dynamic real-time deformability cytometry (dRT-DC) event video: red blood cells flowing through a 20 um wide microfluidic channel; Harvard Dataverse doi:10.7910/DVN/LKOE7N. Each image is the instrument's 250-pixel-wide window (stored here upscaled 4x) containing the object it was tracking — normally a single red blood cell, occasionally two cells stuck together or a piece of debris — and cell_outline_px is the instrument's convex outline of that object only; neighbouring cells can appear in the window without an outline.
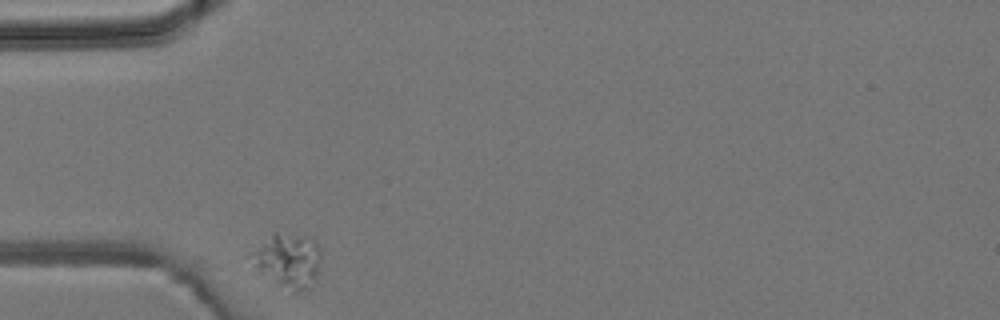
{"species": "common noctule bat (a hibernating species)", "species_latin": "Nyctalus noctula", "temperature_condition": "room temperature", "stored_images_in_passage": 2, "camera_frame_rate_fps": 3000, "um_per_image_px": 0.085, "animal": {"sex": "male", "body_mass_g": 19.2, "forearm_length_mm": 51.8}, "frame": {"image": 1, "passage_image": 1, "time_ms": 0.0, "image_size_px": [1000, 320], "cell_outline_px": [[320, 256], [316, 280], [304, 288], [296, 292], [292, 292], [280, 284], [244, 256], [272, 232], [276, 232], [304, 236], [316, 244], [320, 252]], "centroid_in_image_um": [24.43, 22.07], "position_along_channel_um": 60.6, "area_um2": 21.39}}